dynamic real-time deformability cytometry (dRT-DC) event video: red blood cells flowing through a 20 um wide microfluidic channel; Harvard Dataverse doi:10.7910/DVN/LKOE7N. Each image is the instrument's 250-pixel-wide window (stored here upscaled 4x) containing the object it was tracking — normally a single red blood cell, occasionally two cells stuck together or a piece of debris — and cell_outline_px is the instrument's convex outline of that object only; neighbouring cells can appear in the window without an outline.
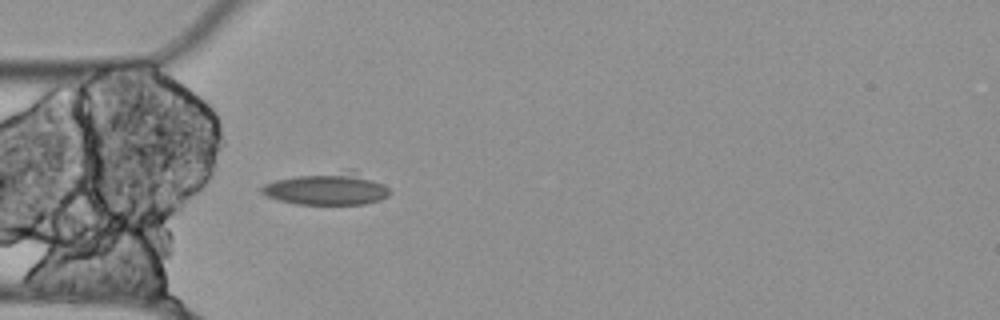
{"species": "Egyptian fruit bat (a non-hibernating species)", "species_latin": "Rousettus aegyptiacus", "temperature_condition": "cold", "stored_images_in_passage": 4, "camera_frame_rate_fps": 3000, "um_per_image_px": 0.085, "animal": {"sex": "female"}, "frame": {"image": 1, "passage_image": 1, "time_ms": 0.0, "image_size_px": [1000, 320], "cell_outline_px": [[392, 192], [388, 196], [380, 200], [364, 204], [296, 204], [280, 200], [268, 196], [260, 192], [260, 188], [264, 184], [276, 180], [296, 176], [348, 168], [356, 168], [384, 184]], "centroid_in_image_um": [27.89, 16.01], "position_along_channel_um": 57.1, "area_um2": 24.68}}
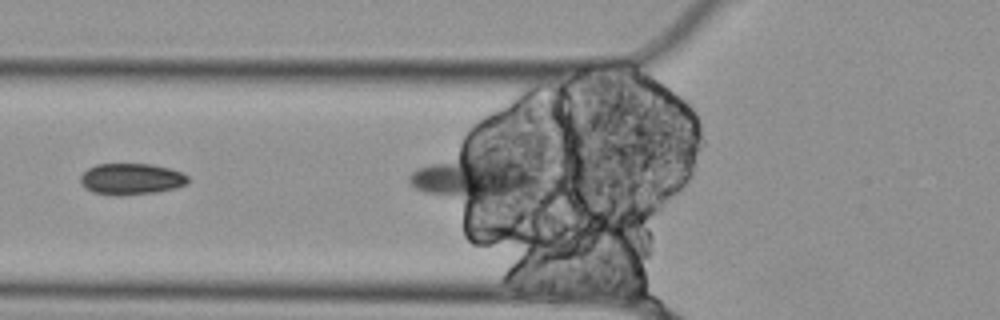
{"frame": {"image": 2, "passage_image": 3, "time_ms": 0.667, "image_size_px": [1000, 320], "cell_outline_px": [[188, 184], [176, 188], [156, 192], [92, 192], [84, 188], [80, 180], [80, 176], [88, 168], [96, 164], [152, 164], [184, 172], [188, 176]], "centroid_in_image_um": [11.21, 15.16], "position_along_channel_um": 114.6, "area_um2": 18.9}}